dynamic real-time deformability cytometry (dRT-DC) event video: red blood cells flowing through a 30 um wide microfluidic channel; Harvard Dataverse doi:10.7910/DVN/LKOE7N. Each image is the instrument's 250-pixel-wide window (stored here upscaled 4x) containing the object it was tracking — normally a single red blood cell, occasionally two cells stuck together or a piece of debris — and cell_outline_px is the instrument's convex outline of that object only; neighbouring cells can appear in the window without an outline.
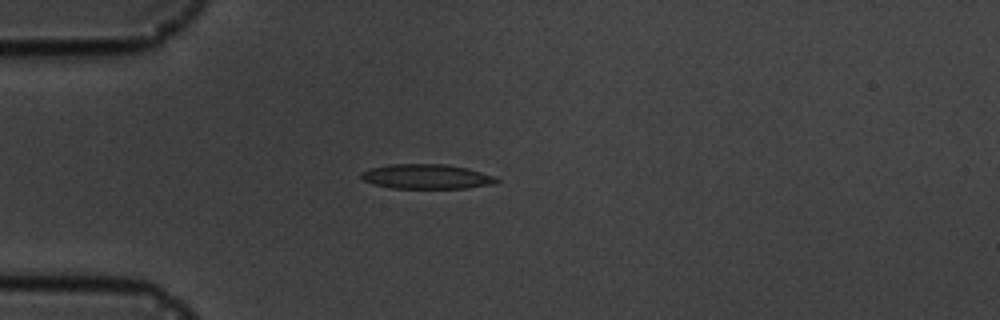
{"species": "common noctule bat (a hibernating species)", "species_latin": "Nyctalus noctula", "temperature_condition": "cold", "stored_images_in_passage": 13, "camera_frame_rate_fps": 3000, "um_per_image_px": 0.085, "animal": {"sex": "male", "body_mass_g": 19.5, "forearm_length_mm": 54.6}, "frame": {"image": 1, "passage_image": 2, "time_ms": 1.333, "image_size_px": [1000, 320], "cell_outline_px": [[500, 180], [492, 184], [468, 188], [392, 188], [372, 184], [364, 180], [360, 176], [360, 172], [372, 168], [388, 164], [444, 164], [468, 168], [496, 176]], "centroid_in_image_um": [36.26, 15.0], "position_along_channel_um": 48.7, "area_um2": 19.54}}
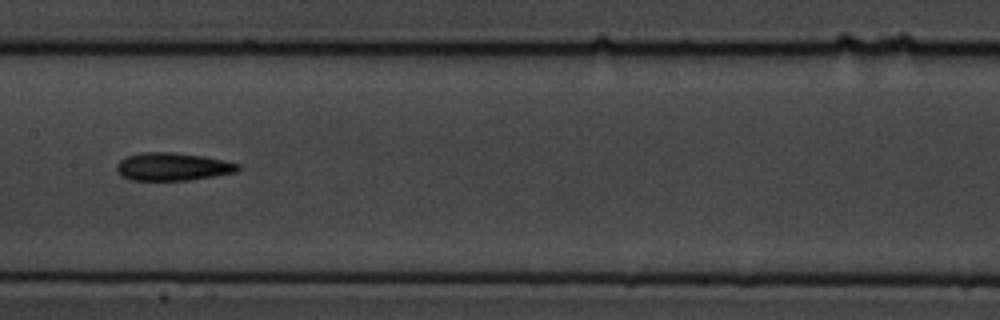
{"frame": {"image": 2, "passage_image": 6, "time_ms": 5.667, "image_size_px": [1000, 320], "cell_outline_px": [[240, 168], [236, 172], [188, 180], [132, 180], [120, 176], [116, 172], [116, 164], [124, 156], [140, 152], [172, 152], [204, 156], [240, 164]], "centroid_in_image_um": [14.61, 14.16], "position_along_channel_um": 192.8, "area_um2": 19.83}}
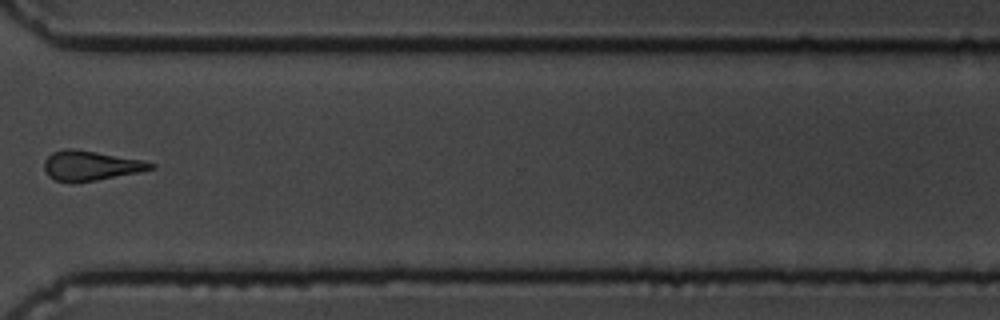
{"frame": {"image": 3, "passage_image": 10, "time_ms": 10.333, "image_size_px": [1000, 320], "cell_outline_px": [[156, 168], [140, 172], [96, 180], [72, 184], [56, 180], [48, 176], [44, 168], [44, 160], [52, 152], [64, 148], [72, 148], [144, 160], [156, 164]], "centroid_in_image_um": [7.7, 14.09], "position_along_channel_um": 362.9, "area_um2": 18.73}, "authors_computed_cell_mechanics": {"area_um2": 18.7272, "velocity_mm_per_s": 3.6632, "shape_relaxation_time_tau1_ms": 9.2551, "shape_relaxation_time_tau2_ms": 7.225, "deformation_change_tau1": 0.1996, "deformation_change_tau2": 0.177}}